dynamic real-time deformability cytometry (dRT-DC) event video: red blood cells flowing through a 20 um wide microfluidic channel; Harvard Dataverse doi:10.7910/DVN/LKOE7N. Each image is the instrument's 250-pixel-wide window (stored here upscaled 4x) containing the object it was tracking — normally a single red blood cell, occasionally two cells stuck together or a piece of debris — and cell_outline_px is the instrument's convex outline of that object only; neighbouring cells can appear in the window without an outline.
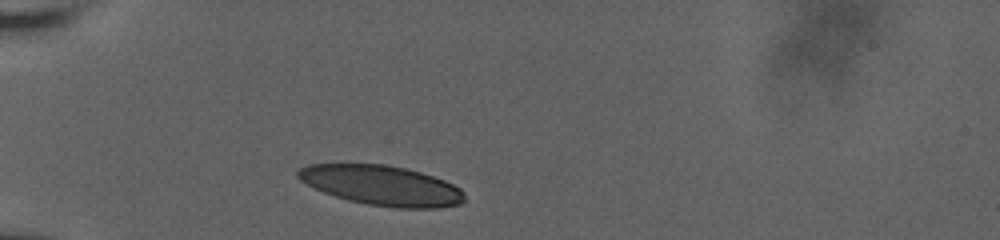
{"species": "human", "species_latin": "Homo sapiens", "temperature_condition": "room temperature", "stored_images_in_passage": 21, "camera_frame_rate_fps": 3000, "um_per_image_px": 0.085, "donor": {"sex": "male"}, "frame": {"image": 1, "passage_image": 1, "time_ms": 0.0, "image_size_px": [1000, 240], "cell_outline_px": [[464, 200], [460, 204], [440, 208], [396, 208], [368, 204], [348, 200], [324, 192], [300, 180], [296, 176], [296, 172], [300, 168], [308, 164], [384, 164], [404, 168], [420, 172], [444, 180], [460, 188], [464, 192]], "centroid_in_image_um": [32.45, 15.76], "position_along_channel_um": 52.5, "area_um2": 38.49}}
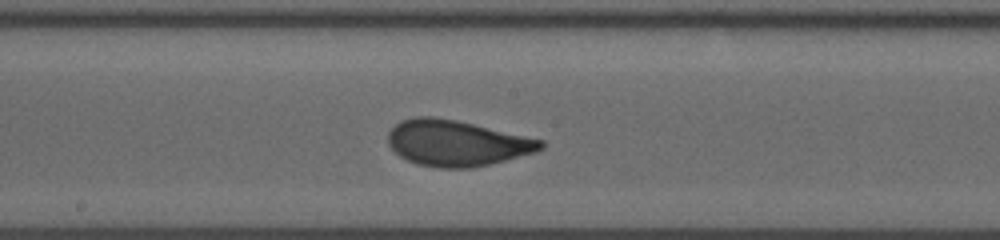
{"frame": {"image": 2, "passage_image": 10, "time_ms": 5.0, "image_size_px": [1000, 240], "cell_outline_px": [[544, 148], [536, 152], [472, 168], [436, 168], [416, 164], [400, 156], [388, 144], [388, 132], [400, 120], [416, 116], [432, 116], [456, 120], [544, 140]], "centroid_in_image_um": [38.8, 12.16], "position_along_channel_um": 209.4, "area_um2": 40.75}}
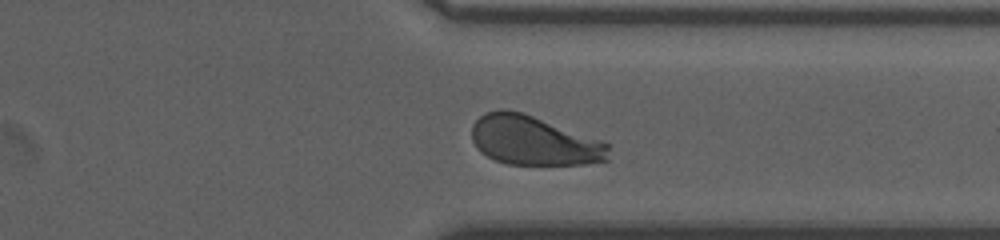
{"frame": {"image": 3, "passage_image": 18, "time_ms": 9.333, "image_size_px": [1000, 240], "cell_outline_px": [[608, 160], [584, 164], [508, 164], [496, 160], [480, 152], [476, 148], [472, 140], [472, 124], [484, 112], [500, 108], [508, 108], [604, 140], [608, 144]], "centroid_in_image_um": [45.35, 11.94], "position_along_channel_um": 366.0, "area_um2": 39.42}, "authors_computed_cell_mechanics": {"area_um2": 40.2866, "velocity_mm_per_s": 3.6221, "shape_relaxation_time_tau1_ms": 3.0451, "shape_relaxation_time_tau2_ms": null, "deformation_change_tau1": 0.1369, "deformation_change_tau2": null}}